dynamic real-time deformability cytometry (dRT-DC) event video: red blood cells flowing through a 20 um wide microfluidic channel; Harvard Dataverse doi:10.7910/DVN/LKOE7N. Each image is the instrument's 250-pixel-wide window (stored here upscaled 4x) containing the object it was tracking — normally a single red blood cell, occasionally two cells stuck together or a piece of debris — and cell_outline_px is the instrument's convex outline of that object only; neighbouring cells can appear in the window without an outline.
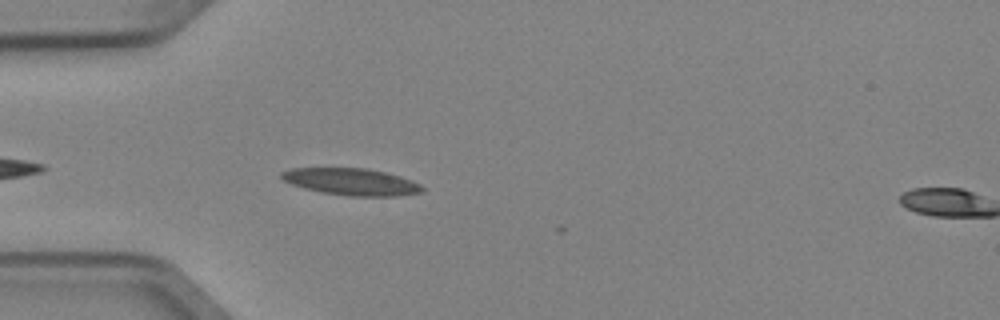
{"species": "Egyptian fruit bat (a non-hibernating species)", "species_latin": "Rousettus aegyptiacus", "temperature_condition": "cold", "stored_images_in_passage": 6, "segment_of_instrument_passage": [1, 2], "camera_frame_rate_fps": 3000, "um_per_image_px": 0.085, "animal": {"sex": "female"}, "frame": {"image": 1, "passage_image": 4, "time_ms": 1.0, "image_size_px": [1000, 320], "cell_outline_px": [[424, 192], [396, 196], [348, 196], [320, 192], [304, 188], [292, 184], [284, 180], [280, 176], [280, 172], [292, 168], [364, 168], [384, 172], [400, 176], [420, 184], [424, 188]], "centroid_in_image_um": [29.86, 15.45], "position_along_channel_um": 55.1, "area_um2": 22.02}}